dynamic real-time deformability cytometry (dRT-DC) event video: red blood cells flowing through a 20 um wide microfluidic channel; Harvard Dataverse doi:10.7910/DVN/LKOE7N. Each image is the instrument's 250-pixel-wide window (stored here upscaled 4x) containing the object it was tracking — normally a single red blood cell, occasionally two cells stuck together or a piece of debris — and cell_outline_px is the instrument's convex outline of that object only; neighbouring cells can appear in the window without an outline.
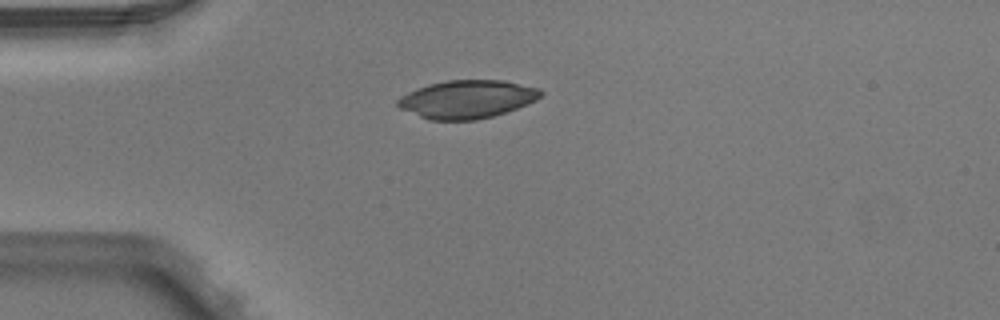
{"species": "Egyptian fruit bat (a non-hibernating species)", "species_latin": "Rousettus aegyptiacus", "temperature_condition": "warm", "stored_images_in_passage": 1, "camera_frame_rate_fps": 3000, "um_per_image_px": 0.085, "animal": {"sex": "male"}, "frame": {"image": 1, "passage_image": 1, "time_ms": 0.0, "image_size_px": [1000, 320], "cell_outline_px": [[544, 92], [536, 100], [528, 104], [492, 116], [476, 120], [428, 120], [400, 108], [396, 104], [396, 100], [400, 96], [408, 92], [428, 84], [448, 80], [504, 80], [540, 88]], "centroid_in_image_um": [39.7, 8.43], "position_along_channel_um": 45.3, "area_um2": 31.79}}